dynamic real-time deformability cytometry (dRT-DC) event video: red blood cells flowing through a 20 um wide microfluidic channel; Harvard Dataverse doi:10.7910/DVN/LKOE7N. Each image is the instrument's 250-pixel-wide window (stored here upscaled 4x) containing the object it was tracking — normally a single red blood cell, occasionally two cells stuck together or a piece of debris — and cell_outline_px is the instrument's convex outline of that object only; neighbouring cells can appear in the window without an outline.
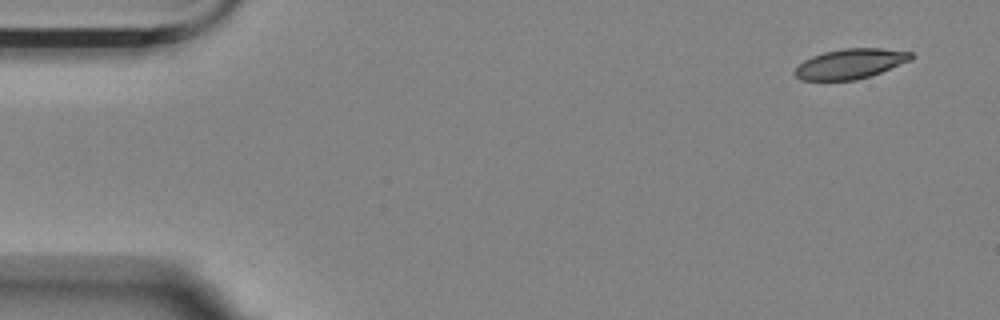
{"species": "Egyptian fruit bat (a non-hibernating species)", "species_latin": "Rousettus aegyptiacus", "temperature_condition": "room temperature", "stored_images_in_passage": 5, "camera_frame_rate_fps": 3000, "um_per_image_px": 0.085, "animal": {"sex": "female"}, "frame": {"image": 1, "passage_image": 1, "time_ms": 0.0, "image_size_px": [1000, 320], "cell_outline_px": [[916, 56], [912, 60], [880, 72], [856, 80], [800, 80], [792, 72], [804, 60], [812, 56], [824, 52], [844, 48], [880, 48], [912, 52]], "centroid_in_image_um": [72.29, 5.41], "position_along_channel_um": 12.7, "area_um2": 20.29}}
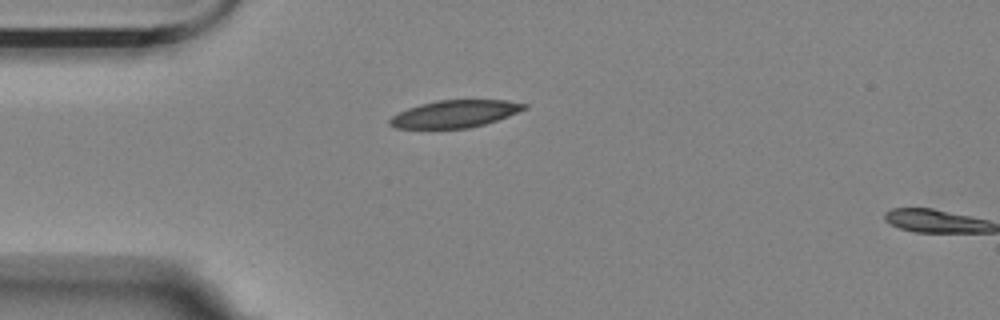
{"frame": {"image": 2, "passage_image": 4, "time_ms": 1.0, "image_size_px": [1000, 320], "cell_outline_px": [[528, 108], [508, 116], [484, 124], [468, 128], [396, 128], [388, 124], [388, 120], [392, 116], [408, 108], [420, 104], [436, 100], [508, 100], [528, 104]], "centroid_in_image_um": [38.68, 9.67], "position_along_channel_um": 46.3, "area_um2": 21.33}}